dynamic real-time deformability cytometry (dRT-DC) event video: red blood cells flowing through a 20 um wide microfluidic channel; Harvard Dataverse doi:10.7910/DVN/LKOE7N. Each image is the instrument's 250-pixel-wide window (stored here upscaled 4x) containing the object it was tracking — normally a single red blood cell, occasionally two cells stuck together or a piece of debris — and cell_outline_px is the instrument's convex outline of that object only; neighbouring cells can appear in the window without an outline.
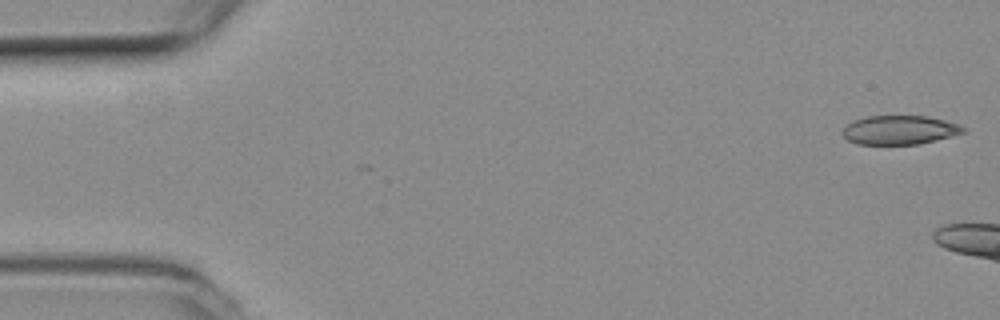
{"species": "common noctule bat (a hibernating species)", "species_latin": "Nyctalus noctula", "temperature_condition": "room temperature", "stored_images_in_passage": 6, "camera_frame_rate_fps": 3000, "um_per_image_px": 0.085, "animal": {"sex": "female", "body_mass_g": 19.3, "forearm_length_mm": 54.1}, "frame": {"image": 1, "passage_image": 1, "time_ms": 0.0, "image_size_px": [1000, 320], "cell_outline_px": [[968, 132], [920, 144], [856, 144], [848, 140], [840, 132], [852, 120], [868, 116], [928, 116], [960, 124], [968, 128]], "centroid_in_image_um": [76.51, 11.05], "position_along_channel_um": 8.5, "area_um2": 20.63}}